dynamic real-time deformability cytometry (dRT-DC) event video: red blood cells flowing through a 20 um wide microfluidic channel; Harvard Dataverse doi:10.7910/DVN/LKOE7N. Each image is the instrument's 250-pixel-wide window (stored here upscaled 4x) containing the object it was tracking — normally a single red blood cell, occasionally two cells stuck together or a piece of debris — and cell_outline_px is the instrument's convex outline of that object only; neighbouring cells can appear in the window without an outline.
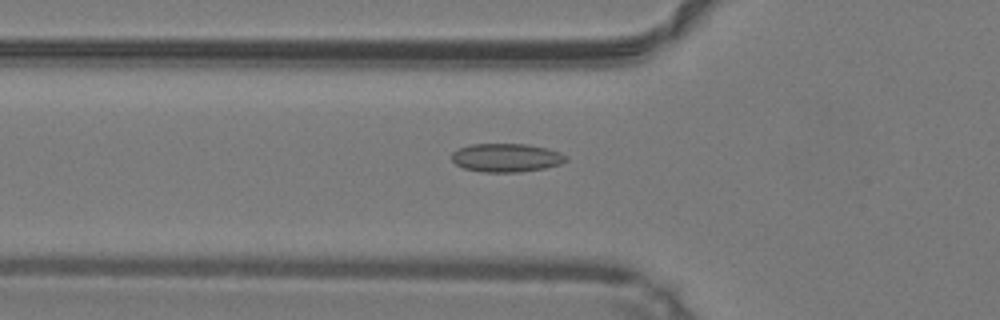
{"species": "common noctule bat (a hibernating species)", "species_latin": "Nyctalus noctula", "temperature_condition": "warm", "stored_images_in_passage": 40, "camera_frame_rate_fps": 3000, "um_per_image_px": 0.085, "animal": {"sex": "male", "body_mass_g": 19.2, "forearm_length_mm": 51.8}, "frame": {"image": 1, "passage_image": 9, "time_ms": 2.667, "image_size_px": [1000, 320], "cell_outline_px": [[568, 160], [560, 164], [544, 168], [520, 172], [484, 172], [464, 168], [456, 164], [452, 160], [452, 152], [456, 148], [472, 144], [528, 144], [548, 148], [560, 152], [568, 156]], "centroid_in_image_um": [43.05, 13.4], "position_along_channel_um": 82.8, "area_um2": 19.13}}
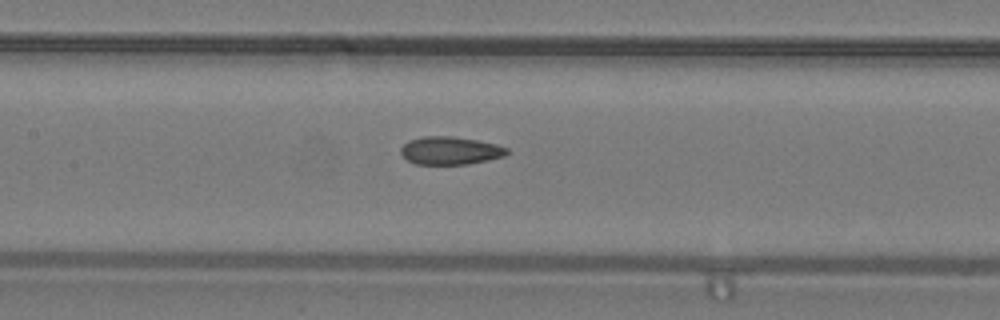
{"frame": {"image": 2, "passage_image": 15, "time_ms": 4.667, "image_size_px": [1000, 320], "cell_outline_px": [[508, 152], [504, 156], [468, 164], [416, 164], [408, 160], [400, 152], [400, 148], [408, 140], [424, 136], [452, 136], [476, 140], [496, 144], [508, 148]], "centroid_in_image_um": [38.25, 12.79], "position_along_channel_um": 169.2, "area_um2": 17.17}}
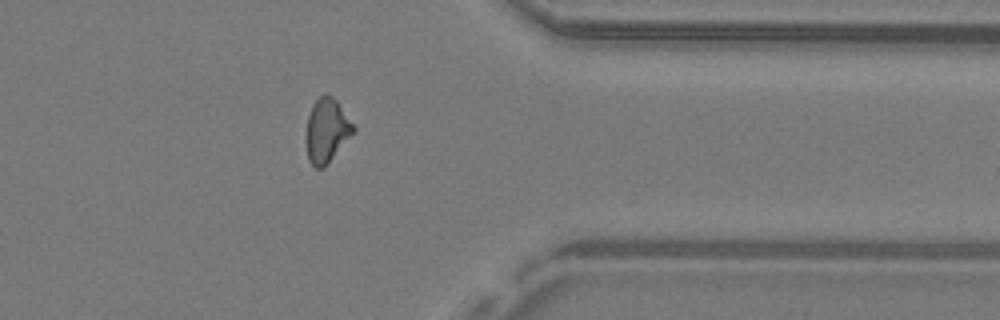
{"frame": {"image": 3, "passage_image": 31, "time_ms": 10.0, "image_size_px": [1000, 320], "cell_outline_px": [[356, 132], [324, 168], [316, 168], [308, 160], [304, 140], [304, 136], [308, 116], [312, 104], [324, 92], [332, 96], [336, 100], [356, 128]], "centroid_in_image_um": [27.75, 11.11], "position_along_channel_um": 383.6, "area_um2": 18.15}, "authors_computed_cell_mechanics": {"area_um2": 17.4845, "velocity_mm_per_s": 4.2542, "shape_relaxation_time_tau1_ms": null, "shape_relaxation_time_tau2_ms": 1.6761, "deformation_change_tau1": null, "deformation_change_tau2": 0.0792}}